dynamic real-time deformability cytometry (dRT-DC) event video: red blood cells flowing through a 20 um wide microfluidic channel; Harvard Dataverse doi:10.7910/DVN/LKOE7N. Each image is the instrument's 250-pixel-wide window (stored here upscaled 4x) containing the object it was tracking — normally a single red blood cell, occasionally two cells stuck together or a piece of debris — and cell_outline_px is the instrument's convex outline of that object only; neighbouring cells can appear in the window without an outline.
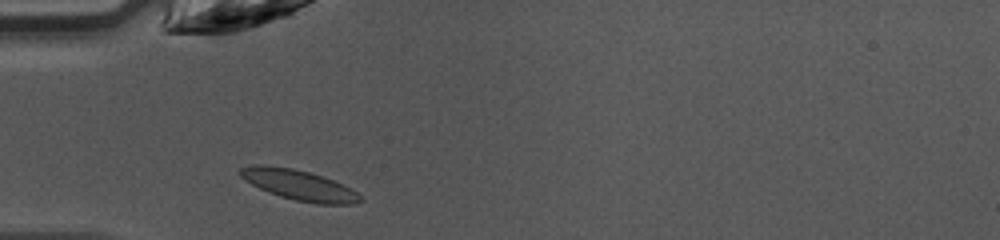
{"species": "common noctule bat (a hibernating species)", "species_latin": "Nyctalus noctula", "temperature_condition": "warm", "stored_images_in_passage": 34, "camera_frame_rate_fps": 3000, "um_per_image_px": 0.085, "animal": {"sex": "female", "body_mass_g": 10.0, "forearm_length_mm": 53.1}, "frame": {"image": 1, "passage_image": 2, "time_ms": 0.333, "image_size_px": [1000, 240], "cell_outline_px": [[364, 200], [352, 204], [316, 204], [296, 200], [280, 196], [268, 192], [244, 180], [236, 172], [240, 168], [256, 164], [264, 164], [292, 168], [308, 172], [344, 184], [356, 192]], "centroid_in_image_um": [25.38, 15.72], "position_along_channel_um": 59.6, "area_um2": 21.15}}
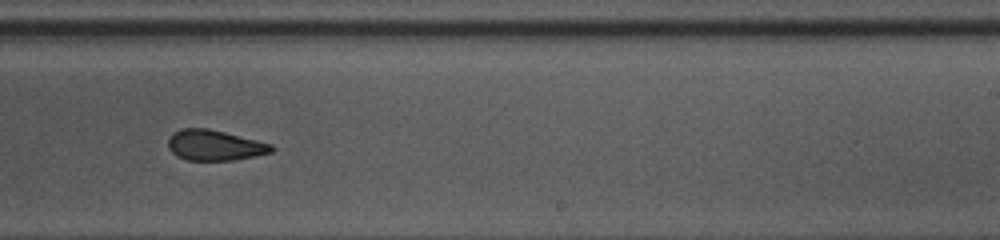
{"frame": {"image": 2, "passage_image": 17, "time_ms": 5.333, "image_size_px": [1000, 240], "cell_outline_px": [[276, 148], [272, 152], [256, 156], [236, 160], [188, 160], [176, 156], [168, 148], [168, 140], [180, 128], [208, 128], [272, 144]], "centroid_in_image_um": [18.27, 12.36], "position_along_channel_um": 270.7, "area_um2": 18.32}}
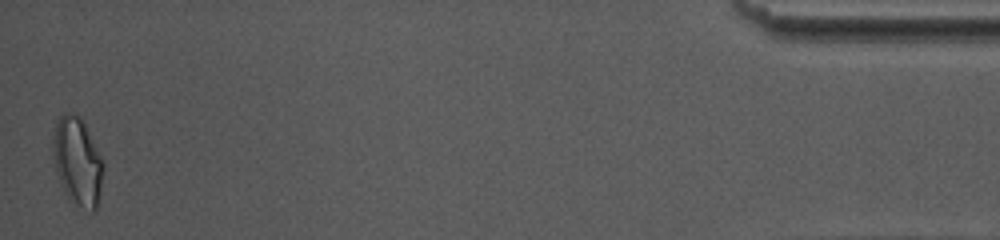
{"frame": {"image": 3, "passage_image": 34, "time_ms": 11.0, "image_size_px": [1000, 240], "cell_outline_px": [[104, 168], [96, 208], [92, 212], [68, 196], [60, 184], [52, 156], [52, 140], [56, 124], [60, 116], [64, 112], [72, 112], [80, 116], [104, 164]], "centroid_in_image_um": [6.55, 13.66], "position_along_channel_um": 428.6, "area_um2": 25.2}, "authors_computed_cell_mechanics": {"area_um2": 19.3919, "velocity_mm_per_s": 4.2782, "shape_relaxation_time_tau1_ms": 4.6217, "shape_relaxation_time_tau2_ms": 1.7698, "deformation_change_tau1": 0.16, "deformation_change_tau2": 0.08}}